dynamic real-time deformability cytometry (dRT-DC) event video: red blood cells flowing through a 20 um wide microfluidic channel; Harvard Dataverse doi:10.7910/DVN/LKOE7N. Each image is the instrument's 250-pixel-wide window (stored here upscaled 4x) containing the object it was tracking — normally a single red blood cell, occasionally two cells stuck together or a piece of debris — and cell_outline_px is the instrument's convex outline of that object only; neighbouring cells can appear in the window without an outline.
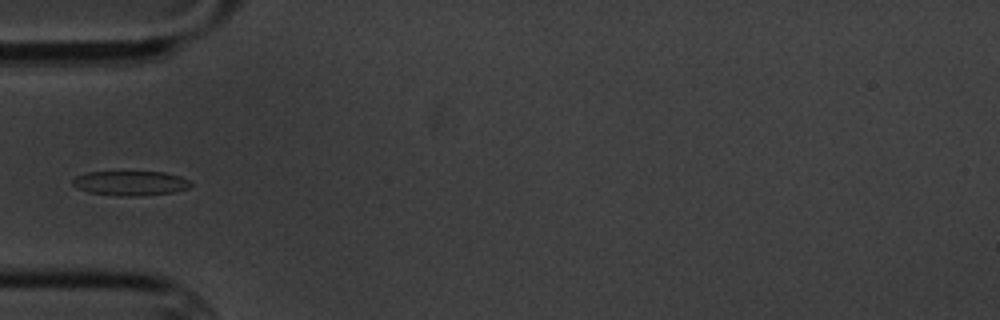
{"species": "common noctule bat (a hibernating species)", "species_latin": "Nyctalus noctula", "temperature_condition": "cold", "stored_images_in_passage": 5, "camera_frame_rate_fps": 3000, "um_per_image_px": 0.085, "animal": {"sex": "male", "body_mass_g": 20.1, "forearm_length_mm": 53.5}, "frame": {"image": 1, "passage_image": 5, "time_ms": 4.667, "image_size_px": [1000, 320], "cell_outline_px": [[192, 184], [188, 188], [172, 192], [140, 196], [116, 196], [88, 192], [76, 188], [72, 184], [72, 180], [76, 176], [88, 172], [164, 172], [180, 176], [188, 180]], "centroid_in_image_um": [11.06, 15.57], "position_along_channel_um": 73.9, "area_um2": 16.94}}